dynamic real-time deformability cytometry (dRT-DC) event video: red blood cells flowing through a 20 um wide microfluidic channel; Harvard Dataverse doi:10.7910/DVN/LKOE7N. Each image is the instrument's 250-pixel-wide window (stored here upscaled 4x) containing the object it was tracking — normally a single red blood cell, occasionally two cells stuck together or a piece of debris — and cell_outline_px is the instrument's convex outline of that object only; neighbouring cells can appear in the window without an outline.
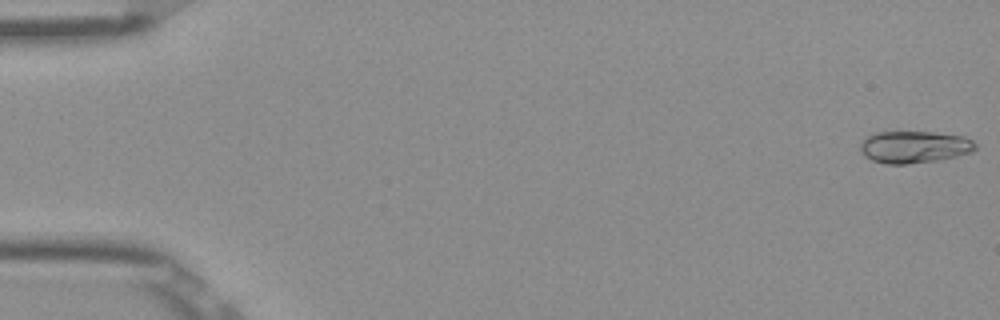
{"species": "Egyptian fruit bat (a non-hibernating species)", "species_latin": "Rousettus aegyptiacus", "temperature_condition": "room temperature", "stored_images_in_passage": 52, "camera_frame_rate_fps": 3000, "um_per_image_px": 0.085, "frame": {"image": 1, "passage_image": 1, "time_ms": 0.0, "image_size_px": [1000, 320], "cell_outline_px": [[976, 148], [972, 152], [956, 156], [936, 160], [908, 164], [888, 164], [872, 160], [864, 156], [860, 152], [860, 140], [864, 136], [872, 132], [932, 132], [964, 136], [972, 140], [976, 144]], "centroid_in_image_um": [77.65, 12.48], "position_along_channel_um": 7.3, "area_um2": 21.73}}
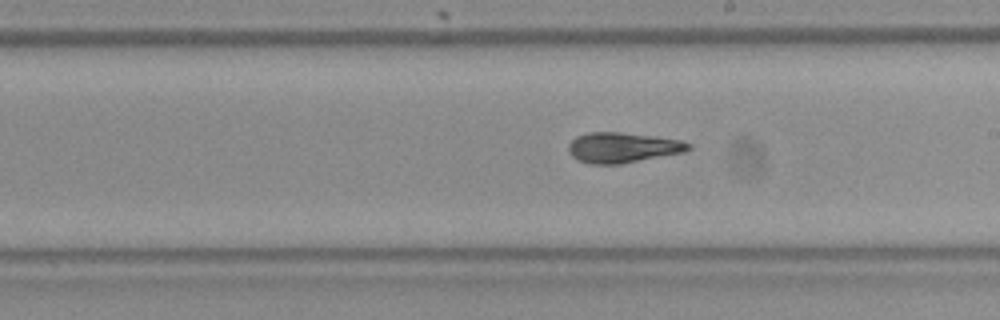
{"frame": {"image": 2, "passage_image": 30, "time_ms": 9.667, "image_size_px": [1000, 320], "cell_outline_px": [[692, 148], [684, 152], [620, 164], [588, 164], [576, 160], [568, 152], [568, 144], [576, 136], [588, 132], [620, 132], [656, 136], [680, 140], [692, 144]], "centroid_in_image_um": [52.9, 12.54], "position_along_channel_um": 236.1, "area_um2": 21.39}}
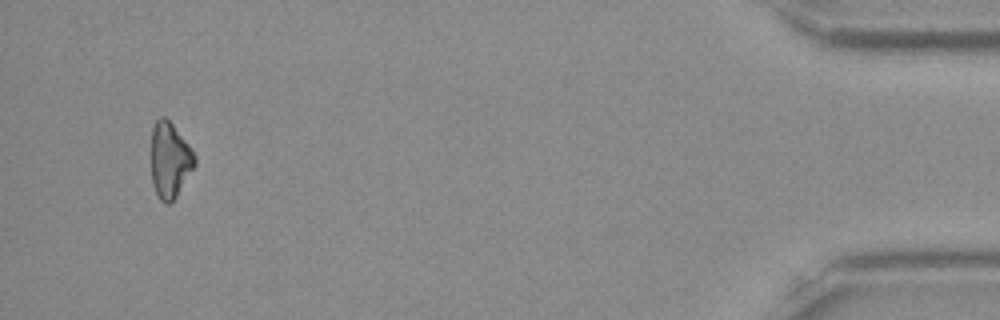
{"frame": {"image": 3, "passage_image": 50, "time_ms": 16.333, "image_size_px": [1000, 320], "cell_outline_px": [[196, 164], [176, 196], [168, 204], [164, 204], [160, 200], [152, 184], [152, 128], [156, 120], [160, 116], [164, 116], [172, 124], [192, 148], [196, 156]], "centroid_in_image_um": [14.44, 13.6], "position_along_channel_um": 420.8, "area_um2": 19.07}, "authors_computed_cell_mechanics": {"area_um2": 20.6346, "velocity_mm_per_s": 3.9138, "shape_relaxation_time_tau1_ms": 7.6081, "shape_relaxation_time_tau2_ms": 3.1816, "deformation_change_tau1": 0.2003, "deformation_change_tau2": 0.0787}}